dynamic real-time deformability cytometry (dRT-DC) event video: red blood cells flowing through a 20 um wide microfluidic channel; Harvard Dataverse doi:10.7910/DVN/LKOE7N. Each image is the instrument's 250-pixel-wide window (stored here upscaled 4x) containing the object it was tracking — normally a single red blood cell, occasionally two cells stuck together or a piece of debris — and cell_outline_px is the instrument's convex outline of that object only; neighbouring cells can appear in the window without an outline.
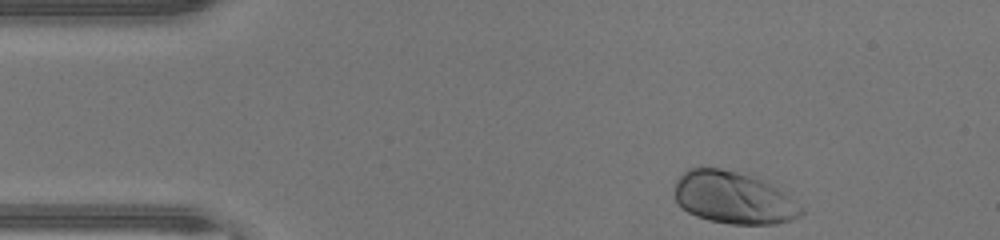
{"species": "human", "species_latin": "Homo sapiens", "temperature_condition": "warm", "stored_images_in_passage": 34, "camera_frame_rate_fps": 3000, "um_per_image_px": 0.085, "donor": {"sex": "male"}, "frame": {"image": 1, "passage_image": 1, "time_ms": 0.0, "image_size_px": [1000, 240], "cell_outline_px": [[804, 212], [800, 216], [792, 220], [776, 224], [732, 224], [708, 220], [696, 216], [680, 208], [676, 200], [676, 180], [688, 168], [720, 168], [736, 172], [760, 180], [776, 188], [804, 208]], "centroid_in_image_um": [62.33, 16.84], "position_along_channel_um": 22.7, "area_um2": 38.03}}
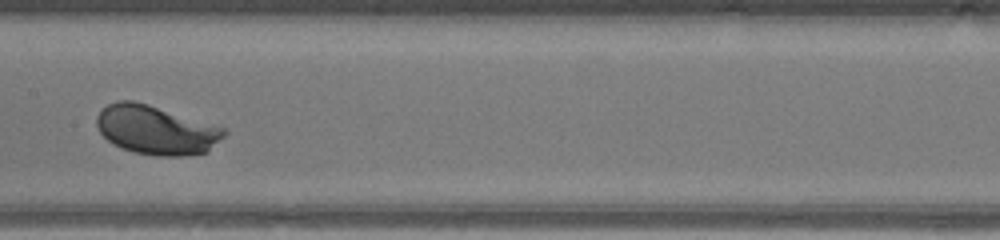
{"frame": {"image": 2, "passage_image": 18, "time_ms": 5.667, "image_size_px": [1000, 240], "cell_outline_px": [[228, 132], [208, 152], [184, 156], [156, 156], [132, 152], [108, 140], [100, 132], [96, 124], [96, 116], [108, 104], [116, 100], [132, 100], [148, 104], [228, 128]], "centroid_in_image_um": [13.31, 11.04], "position_along_channel_um": 194.1, "area_um2": 36.53}}
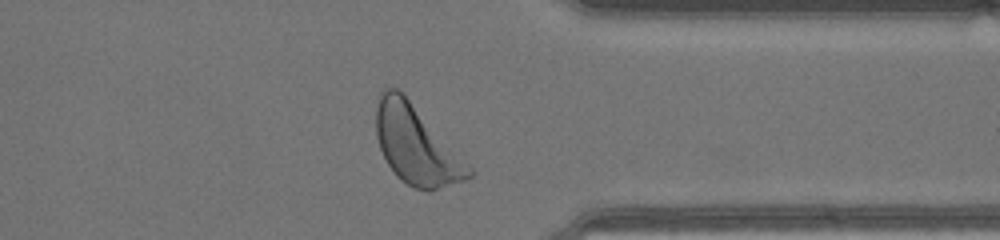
{"frame": {"image": 3, "passage_image": 31, "time_ms": 10.0, "image_size_px": [1000, 240], "cell_outline_px": [[472, 176], [464, 180], [428, 192], [412, 188], [400, 180], [396, 176], [388, 164], [380, 148], [376, 136], [376, 108], [380, 92], [384, 88], [396, 88], [408, 100], [472, 168]], "centroid_in_image_um": [35.34, 12.38], "position_along_channel_um": 376.1, "area_um2": 41.44}, "authors_computed_cell_mechanics": {"area_um2": 35.8938, "velocity_mm_per_s": 4.3688, "shape_relaxation_time_tau1_ms": 1.1514, "shape_relaxation_time_tau2_ms": null, "deformation_change_tau1": 0.1189, "deformation_change_tau2": null}}